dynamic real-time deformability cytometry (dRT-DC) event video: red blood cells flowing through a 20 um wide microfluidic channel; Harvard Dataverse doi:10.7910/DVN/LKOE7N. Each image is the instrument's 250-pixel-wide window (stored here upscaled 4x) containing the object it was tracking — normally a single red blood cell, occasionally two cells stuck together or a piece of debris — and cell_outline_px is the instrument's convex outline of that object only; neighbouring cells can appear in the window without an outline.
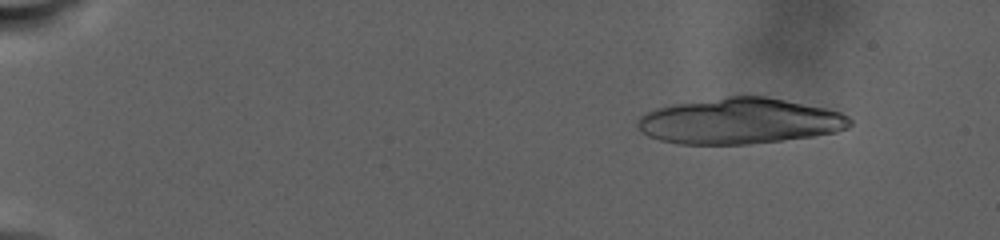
{"species": "human", "species_latin": "Homo sapiens", "temperature_condition": "warm", "stored_images_in_passage": 45, "camera_frame_rate_fps": 3000, "um_per_image_px": 0.085, "donor": {"sex": "male"}, "frame": {"image": 1, "passage_image": 13, "time_ms": 3.333, "image_size_px": [1000, 240], "cell_outline_px": [[852, 124], [848, 128], [836, 132], [812, 136], [748, 144], [680, 144], [660, 140], [648, 136], [640, 132], [636, 124], [640, 116], [656, 108], [672, 104], [728, 96], [764, 96], [828, 108], [840, 112], [848, 116], [852, 120]], "centroid_in_image_um": [62.87, 10.29], "position_along_channel_um": 22.1, "area_um2": 56.76}}
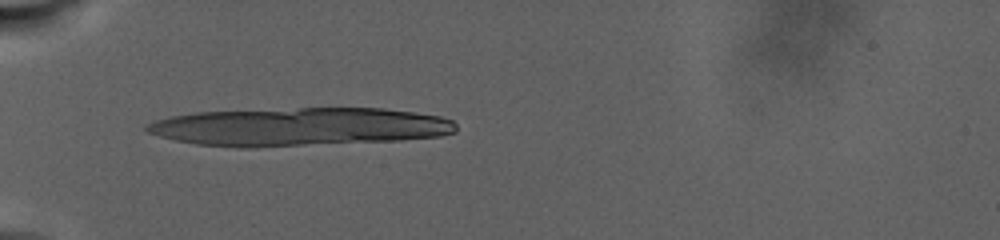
{"frame": {"image": 2, "passage_image": 39, "time_ms": 10.333, "image_size_px": [1000, 240], "cell_outline_px": [[456, 132], [440, 136], [400, 140], [252, 148], [240, 148], [196, 144], [176, 140], [160, 136], [148, 132], [144, 128], [144, 124], [156, 120], [172, 116], [196, 112], [300, 108], [384, 108], [440, 116], [452, 120], [456, 124]], "centroid_in_image_um": [25.43, 10.78], "position_along_channel_um": 59.6, "area_um2": 69.19}}